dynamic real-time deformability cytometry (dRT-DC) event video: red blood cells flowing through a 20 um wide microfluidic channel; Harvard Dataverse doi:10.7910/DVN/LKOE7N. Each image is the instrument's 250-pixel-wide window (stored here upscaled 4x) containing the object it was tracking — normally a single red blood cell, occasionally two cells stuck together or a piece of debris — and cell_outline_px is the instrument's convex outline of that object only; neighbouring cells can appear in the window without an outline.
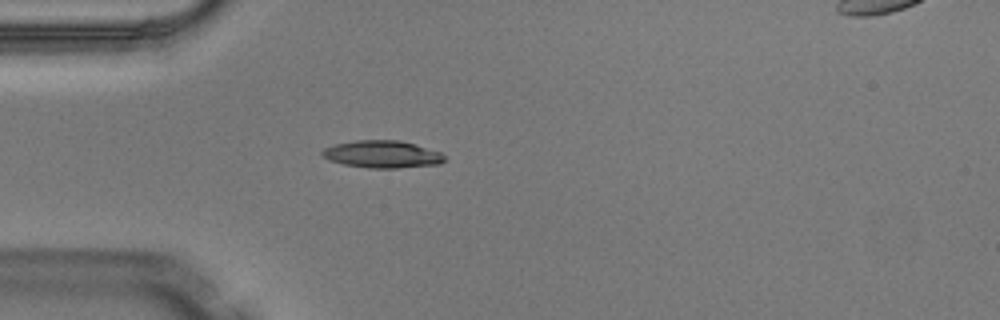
{"species": "Egyptian fruit bat (a non-hibernating species)", "species_latin": "Rousettus aegyptiacus", "temperature_condition": "warm", "stored_images_in_passage": 5, "camera_frame_rate_fps": 3000, "um_per_image_px": 0.085, "animal": {"sex": "male"}, "frame": {"image": 1, "passage_image": 5, "time_ms": 1.333, "image_size_px": [1000, 320], "cell_outline_px": [[444, 160], [440, 164], [396, 168], [368, 168], [344, 164], [328, 160], [320, 152], [324, 148], [336, 144], [356, 140], [400, 140], [440, 152], [444, 156]], "centroid_in_image_um": [32.47, 13.11], "position_along_channel_um": 52.5, "area_um2": 19.31}}